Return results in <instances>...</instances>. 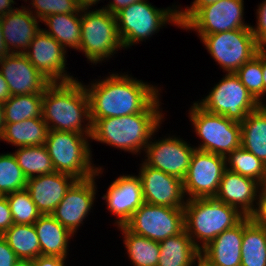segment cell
<instances>
[{"label":"cell","instance_id":"9a60e30c","mask_svg":"<svg viewBox=\"0 0 266 266\" xmlns=\"http://www.w3.org/2000/svg\"><path fill=\"white\" fill-rule=\"evenodd\" d=\"M104 169L99 166L95 176L85 180H77L51 214L73 235H76L91 209L93 210L92 207L98 191L95 181L97 178L99 179V175L101 177Z\"/></svg>","mask_w":266,"mask_h":266},{"label":"cell","instance_id":"7bdbcfd3","mask_svg":"<svg viewBox=\"0 0 266 266\" xmlns=\"http://www.w3.org/2000/svg\"><path fill=\"white\" fill-rule=\"evenodd\" d=\"M250 217L255 223L266 227V195H258L256 209Z\"/></svg>","mask_w":266,"mask_h":266},{"label":"cell","instance_id":"8fae6325","mask_svg":"<svg viewBox=\"0 0 266 266\" xmlns=\"http://www.w3.org/2000/svg\"><path fill=\"white\" fill-rule=\"evenodd\" d=\"M124 226L134 234L160 243L184 230V210L143 203Z\"/></svg>","mask_w":266,"mask_h":266},{"label":"cell","instance_id":"9c48e42d","mask_svg":"<svg viewBox=\"0 0 266 266\" xmlns=\"http://www.w3.org/2000/svg\"><path fill=\"white\" fill-rule=\"evenodd\" d=\"M209 91L203 99L194 102L211 114L240 123L261 106L235 73H226Z\"/></svg>","mask_w":266,"mask_h":266},{"label":"cell","instance_id":"74e56055","mask_svg":"<svg viewBox=\"0 0 266 266\" xmlns=\"http://www.w3.org/2000/svg\"><path fill=\"white\" fill-rule=\"evenodd\" d=\"M26 7L40 21L54 14H77L81 8L77 0H29ZM27 2V0H25ZM31 5V7H29ZM33 8V10H32ZM35 9V10H34Z\"/></svg>","mask_w":266,"mask_h":266},{"label":"cell","instance_id":"f907efd6","mask_svg":"<svg viewBox=\"0 0 266 266\" xmlns=\"http://www.w3.org/2000/svg\"><path fill=\"white\" fill-rule=\"evenodd\" d=\"M262 73L264 82V99L266 95V49H262Z\"/></svg>","mask_w":266,"mask_h":266},{"label":"cell","instance_id":"ac0fdd59","mask_svg":"<svg viewBox=\"0 0 266 266\" xmlns=\"http://www.w3.org/2000/svg\"><path fill=\"white\" fill-rule=\"evenodd\" d=\"M0 71L11 96L43 94L51 83L29 61L24 53H10L0 60Z\"/></svg>","mask_w":266,"mask_h":266},{"label":"cell","instance_id":"83f0119b","mask_svg":"<svg viewBox=\"0 0 266 266\" xmlns=\"http://www.w3.org/2000/svg\"><path fill=\"white\" fill-rule=\"evenodd\" d=\"M48 28L43 30L58 41L67 51L78 50L81 41V10L77 14H54L41 21Z\"/></svg>","mask_w":266,"mask_h":266},{"label":"cell","instance_id":"4dcf8cb0","mask_svg":"<svg viewBox=\"0 0 266 266\" xmlns=\"http://www.w3.org/2000/svg\"><path fill=\"white\" fill-rule=\"evenodd\" d=\"M18 259L34 260L41 255L34 224H13L1 235Z\"/></svg>","mask_w":266,"mask_h":266},{"label":"cell","instance_id":"681fc988","mask_svg":"<svg viewBox=\"0 0 266 266\" xmlns=\"http://www.w3.org/2000/svg\"><path fill=\"white\" fill-rule=\"evenodd\" d=\"M102 0H77L78 5L81 9H92L94 5L96 6Z\"/></svg>","mask_w":266,"mask_h":266},{"label":"cell","instance_id":"b9f144b4","mask_svg":"<svg viewBox=\"0 0 266 266\" xmlns=\"http://www.w3.org/2000/svg\"><path fill=\"white\" fill-rule=\"evenodd\" d=\"M18 260L14 251L0 235V266H12Z\"/></svg>","mask_w":266,"mask_h":266},{"label":"cell","instance_id":"d4e9b609","mask_svg":"<svg viewBox=\"0 0 266 266\" xmlns=\"http://www.w3.org/2000/svg\"><path fill=\"white\" fill-rule=\"evenodd\" d=\"M48 131L42 117L29 118L16 123H5L0 141L17 148L44 145Z\"/></svg>","mask_w":266,"mask_h":266},{"label":"cell","instance_id":"52a82bcc","mask_svg":"<svg viewBox=\"0 0 266 266\" xmlns=\"http://www.w3.org/2000/svg\"><path fill=\"white\" fill-rule=\"evenodd\" d=\"M124 50L117 30L116 15L102 8L81 9V41L83 52L91 65L102 64L118 50ZM112 55V56H111Z\"/></svg>","mask_w":266,"mask_h":266},{"label":"cell","instance_id":"f35d334b","mask_svg":"<svg viewBox=\"0 0 266 266\" xmlns=\"http://www.w3.org/2000/svg\"><path fill=\"white\" fill-rule=\"evenodd\" d=\"M256 9V24L250 26L257 45L266 49V0H263Z\"/></svg>","mask_w":266,"mask_h":266},{"label":"cell","instance_id":"f5cc1de1","mask_svg":"<svg viewBox=\"0 0 266 266\" xmlns=\"http://www.w3.org/2000/svg\"><path fill=\"white\" fill-rule=\"evenodd\" d=\"M12 266H34L33 260L18 259Z\"/></svg>","mask_w":266,"mask_h":266},{"label":"cell","instance_id":"c3c4849f","mask_svg":"<svg viewBox=\"0 0 266 266\" xmlns=\"http://www.w3.org/2000/svg\"><path fill=\"white\" fill-rule=\"evenodd\" d=\"M10 52L7 49L5 42H4V36H3V32H2V25H1V17H0V60L6 56L9 55Z\"/></svg>","mask_w":266,"mask_h":266},{"label":"cell","instance_id":"7402d4cb","mask_svg":"<svg viewBox=\"0 0 266 266\" xmlns=\"http://www.w3.org/2000/svg\"><path fill=\"white\" fill-rule=\"evenodd\" d=\"M17 10L1 17L4 42L10 53H24L32 39L41 30V22L27 8Z\"/></svg>","mask_w":266,"mask_h":266},{"label":"cell","instance_id":"6da1fadb","mask_svg":"<svg viewBox=\"0 0 266 266\" xmlns=\"http://www.w3.org/2000/svg\"><path fill=\"white\" fill-rule=\"evenodd\" d=\"M126 73L109 72L108 76H99L88 85L84 83L90 100V119L140 113L161 96L158 84L152 85Z\"/></svg>","mask_w":266,"mask_h":266},{"label":"cell","instance_id":"d590c367","mask_svg":"<svg viewBox=\"0 0 266 266\" xmlns=\"http://www.w3.org/2000/svg\"><path fill=\"white\" fill-rule=\"evenodd\" d=\"M235 74L242 84L252 94V96L261 104L264 102V82L262 73V49H260L250 61L241 66Z\"/></svg>","mask_w":266,"mask_h":266},{"label":"cell","instance_id":"bcb514c9","mask_svg":"<svg viewBox=\"0 0 266 266\" xmlns=\"http://www.w3.org/2000/svg\"><path fill=\"white\" fill-rule=\"evenodd\" d=\"M10 97L9 87L0 71V102L5 103Z\"/></svg>","mask_w":266,"mask_h":266},{"label":"cell","instance_id":"4316f807","mask_svg":"<svg viewBox=\"0 0 266 266\" xmlns=\"http://www.w3.org/2000/svg\"><path fill=\"white\" fill-rule=\"evenodd\" d=\"M240 125L241 147L266 165V104L249 113Z\"/></svg>","mask_w":266,"mask_h":266},{"label":"cell","instance_id":"603a6c76","mask_svg":"<svg viewBox=\"0 0 266 266\" xmlns=\"http://www.w3.org/2000/svg\"><path fill=\"white\" fill-rule=\"evenodd\" d=\"M242 239L243 219L211 241L200 256L212 266H241Z\"/></svg>","mask_w":266,"mask_h":266},{"label":"cell","instance_id":"ba28073f","mask_svg":"<svg viewBox=\"0 0 266 266\" xmlns=\"http://www.w3.org/2000/svg\"><path fill=\"white\" fill-rule=\"evenodd\" d=\"M188 114L194 132L201 141L195 146L197 150L226 157L241 147L240 122L222 115L211 114L195 102L189 108Z\"/></svg>","mask_w":266,"mask_h":266},{"label":"cell","instance_id":"30bf717a","mask_svg":"<svg viewBox=\"0 0 266 266\" xmlns=\"http://www.w3.org/2000/svg\"><path fill=\"white\" fill-rule=\"evenodd\" d=\"M207 52L225 73H235L261 49L251 28L198 35Z\"/></svg>","mask_w":266,"mask_h":266},{"label":"cell","instance_id":"484cf974","mask_svg":"<svg viewBox=\"0 0 266 266\" xmlns=\"http://www.w3.org/2000/svg\"><path fill=\"white\" fill-rule=\"evenodd\" d=\"M157 266H195L200 250L194 245L185 230L159 243Z\"/></svg>","mask_w":266,"mask_h":266},{"label":"cell","instance_id":"3957f363","mask_svg":"<svg viewBox=\"0 0 266 266\" xmlns=\"http://www.w3.org/2000/svg\"><path fill=\"white\" fill-rule=\"evenodd\" d=\"M42 118L49 130L91 135L90 100L83 81L50 83L43 92Z\"/></svg>","mask_w":266,"mask_h":266},{"label":"cell","instance_id":"f6af8a7d","mask_svg":"<svg viewBox=\"0 0 266 266\" xmlns=\"http://www.w3.org/2000/svg\"><path fill=\"white\" fill-rule=\"evenodd\" d=\"M138 1L140 0H109L108 4L105 6L103 5L102 9L108 10L113 15H116L119 11H121L125 7Z\"/></svg>","mask_w":266,"mask_h":266},{"label":"cell","instance_id":"2e32d148","mask_svg":"<svg viewBox=\"0 0 266 266\" xmlns=\"http://www.w3.org/2000/svg\"><path fill=\"white\" fill-rule=\"evenodd\" d=\"M67 52L58 41L41 28L24 54L31 64L52 83L77 79L66 70L68 68L66 67Z\"/></svg>","mask_w":266,"mask_h":266},{"label":"cell","instance_id":"44dd1931","mask_svg":"<svg viewBox=\"0 0 266 266\" xmlns=\"http://www.w3.org/2000/svg\"><path fill=\"white\" fill-rule=\"evenodd\" d=\"M77 181L70 174L54 172L27 179L26 190L42 215H51Z\"/></svg>","mask_w":266,"mask_h":266},{"label":"cell","instance_id":"8d00e7d4","mask_svg":"<svg viewBox=\"0 0 266 266\" xmlns=\"http://www.w3.org/2000/svg\"><path fill=\"white\" fill-rule=\"evenodd\" d=\"M5 196L15 224H34L42 215L26 189Z\"/></svg>","mask_w":266,"mask_h":266},{"label":"cell","instance_id":"60d3db41","mask_svg":"<svg viewBox=\"0 0 266 266\" xmlns=\"http://www.w3.org/2000/svg\"><path fill=\"white\" fill-rule=\"evenodd\" d=\"M14 224L11 210L5 195L0 198V235Z\"/></svg>","mask_w":266,"mask_h":266},{"label":"cell","instance_id":"f1b7e54d","mask_svg":"<svg viewBox=\"0 0 266 266\" xmlns=\"http://www.w3.org/2000/svg\"><path fill=\"white\" fill-rule=\"evenodd\" d=\"M241 266H266V227L243 218Z\"/></svg>","mask_w":266,"mask_h":266},{"label":"cell","instance_id":"277c9868","mask_svg":"<svg viewBox=\"0 0 266 266\" xmlns=\"http://www.w3.org/2000/svg\"><path fill=\"white\" fill-rule=\"evenodd\" d=\"M183 210L184 230L200 251L245 217L235 207L215 198L189 199Z\"/></svg>","mask_w":266,"mask_h":266},{"label":"cell","instance_id":"836d02e7","mask_svg":"<svg viewBox=\"0 0 266 266\" xmlns=\"http://www.w3.org/2000/svg\"><path fill=\"white\" fill-rule=\"evenodd\" d=\"M226 169L260 183L266 170V165L253 153L242 147L233 150L226 157Z\"/></svg>","mask_w":266,"mask_h":266},{"label":"cell","instance_id":"5bb4252c","mask_svg":"<svg viewBox=\"0 0 266 266\" xmlns=\"http://www.w3.org/2000/svg\"><path fill=\"white\" fill-rule=\"evenodd\" d=\"M244 0H219L202 7L181 29L195 31L197 35L250 28L245 22Z\"/></svg>","mask_w":266,"mask_h":266},{"label":"cell","instance_id":"11a10c76","mask_svg":"<svg viewBox=\"0 0 266 266\" xmlns=\"http://www.w3.org/2000/svg\"><path fill=\"white\" fill-rule=\"evenodd\" d=\"M195 266H207V262L200 256L196 261Z\"/></svg>","mask_w":266,"mask_h":266},{"label":"cell","instance_id":"8992f818","mask_svg":"<svg viewBox=\"0 0 266 266\" xmlns=\"http://www.w3.org/2000/svg\"><path fill=\"white\" fill-rule=\"evenodd\" d=\"M90 137L91 135L80 133L49 130L44 145L55 172L70 174L77 180L95 176L99 165L96 167L91 158Z\"/></svg>","mask_w":266,"mask_h":266},{"label":"cell","instance_id":"7c38bea8","mask_svg":"<svg viewBox=\"0 0 266 266\" xmlns=\"http://www.w3.org/2000/svg\"><path fill=\"white\" fill-rule=\"evenodd\" d=\"M225 170L224 156L195 149L183 179L187 200L214 198Z\"/></svg>","mask_w":266,"mask_h":266},{"label":"cell","instance_id":"ee69618b","mask_svg":"<svg viewBox=\"0 0 266 266\" xmlns=\"http://www.w3.org/2000/svg\"><path fill=\"white\" fill-rule=\"evenodd\" d=\"M67 258L57 256H44L40 255L33 260L34 266H66L65 261Z\"/></svg>","mask_w":266,"mask_h":266},{"label":"cell","instance_id":"cb8c5ba5","mask_svg":"<svg viewBox=\"0 0 266 266\" xmlns=\"http://www.w3.org/2000/svg\"><path fill=\"white\" fill-rule=\"evenodd\" d=\"M41 255L68 258L69 243L74 235L61 225L52 215H41L34 223Z\"/></svg>","mask_w":266,"mask_h":266},{"label":"cell","instance_id":"ab89813d","mask_svg":"<svg viewBox=\"0 0 266 266\" xmlns=\"http://www.w3.org/2000/svg\"><path fill=\"white\" fill-rule=\"evenodd\" d=\"M217 1L219 0H193L190 6L184 7V9L178 5V23L180 28H182L202 7Z\"/></svg>","mask_w":266,"mask_h":266},{"label":"cell","instance_id":"d6a6232c","mask_svg":"<svg viewBox=\"0 0 266 266\" xmlns=\"http://www.w3.org/2000/svg\"><path fill=\"white\" fill-rule=\"evenodd\" d=\"M43 94L11 96L3 103L4 123H16L29 118L42 117Z\"/></svg>","mask_w":266,"mask_h":266},{"label":"cell","instance_id":"816d5d0a","mask_svg":"<svg viewBox=\"0 0 266 266\" xmlns=\"http://www.w3.org/2000/svg\"><path fill=\"white\" fill-rule=\"evenodd\" d=\"M258 195H266V170L263 174V178L261 182L259 183V193Z\"/></svg>","mask_w":266,"mask_h":266},{"label":"cell","instance_id":"4fadbf2b","mask_svg":"<svg viewBox=\"0 0 266 266\" xmlns=\"http://www.w3.org/2000/svg\"><path fill=\"white\" fill-rule=\"evenodd\" d=\"M160 128L152 134L150 142L145 148V156L142 160L150 167L183 180L196 148L177 135L171 136L169 134L164 138L155 139V133L159 132Z\"/></svg>","mask_w":266,"mask_h":266},{"label":"cell","instance_id":"e575fe53","mask_svg":"<svg viewBox=\"0 0 266 266\" xmlns=\"http://www.w3.org/2000/svg\"><path fill=\"white\" fill-rule=\"evenodd\" d=\"M27 178L13 152L0 154V193L7 195L26 189Z\"/></svg>","mask_w":266,"mask_h":266},{"label":"cell","instance_id":"7dc6e473","mask_svg":"<svg viewBox=\"0 0 266 266\" xmlns=\"http://www.w3.org/2000/svg\"><path fill=\"white\" fill-rule=\"evenodd\" d=\"M14 4H16L14 0H0V17L17 10L18 8Z\"/></svg>","mask_w":266,"mask_h":266},{"label":"cell","instance_id":"f546056e","mask_svg":"<svg viewBox=\"0 0 266 266\" xmlns=\"http://www.w3.org/2000/svg\"><path fill=\"white\" fill-rule=\"evenodd\" d=\"M122 233L123 244L133 266H157L159 260V242L134 234L124 225L117 226Z\"/></svg>","mask_w":266,"mask_h":266},{"label":"cell","instance_id":"1f68e13d","mask_svg":"<svg viewBox=\"0 0 266 266\" xmlns=\"http://www.w3.org/2000/svg\"><path fill=\"white\" fill-rule=\"evenodd\" d=\"M13 154L27 179L55 172L45 145L20 147Z\"/></svg>","mask_w":266,"mask_h":266},{"label":"cell","instance_id":"e0dca14e","mask_svg":"<svg viewBox=\"0 0 266 266\" xmlns=\"http://www.w3.org/2000/svg\"><path fill=\"white\" fill-rule=\"evenodd\" d=\"M138 177L141 181L144 203L172 208H184L187 198L183 180L140 163Z\"/></svg>","mask_w":266,"mask_h":266},{"label":"cell","instance_id":"d6986e66","mask_svg":"<svg viewBox=\"0 0 266 266\" xmlns=\"http://www.w3.org/2000/svg\"><path fill=\"white\" fill-rule=\"evenodd\" d=\"M107 210L117 217L115 226H122L144 203L141 181L138 175L123 174L115 178L103 194Z\"/></svg>","mask_w":266,"mask_h":266},{"label":"cell","instance_id":"5b68a950","mask_svg":"<svg viewBox=\"0 0 266 266\" xmlns=\"http://www.w3.org/2000/svg\"><path fill=\"white\" fill-rule=\"evenodd\" d=\"M117 30L124 49L150 39L163 26L178 23V5L157 8L148 0L135 2L116 14Z\"/></svg>","mask_w":266,"mask_h":266},{"label":"cell","instance_id":"ffe728a7","mask_svg":"<svg viewBox=\"0 0 266 266\" xmlns=\"http://www.w3.org/2000/svg\"><path fill=\"white\" fill-rule=\"evenodd\" d=\"M258 193V182L226 169L214 198L235 207L245 217H250L256 209Z\"/></svg>","mask_w":266,"mask_h":266},{"label":"cell","instance_id":"7a4b0ae2","mask_svg":"<svg viewBox=\"0 0 266 266\" xmlns=\"http://www.w3.org/2000/svg\"><path fill=\"white\" fill-rule=\"evenodd\" d=\"M160 96L140 113L91 119L92 132L90 140H95L129 154L144 153L152 134L165 121L166 115L161 108ZM162 109V110H161Z\"/></svg>","mask_w":266,"mask_h":266},{"label":"cell","instance_id":"db71d44e","mask_svg":"<svg viewBox=\"0 0 266 266\" xmlns=\"http://www.w3.org/2000/svg\"><path fill=\"white\" fill-rule=\"evenodd\" d=\"M4 112H3V103L0 102V137L2 135L3 129H4Z\"/></svg>","mask_w":266,"mask_h":266}]
</instances>
